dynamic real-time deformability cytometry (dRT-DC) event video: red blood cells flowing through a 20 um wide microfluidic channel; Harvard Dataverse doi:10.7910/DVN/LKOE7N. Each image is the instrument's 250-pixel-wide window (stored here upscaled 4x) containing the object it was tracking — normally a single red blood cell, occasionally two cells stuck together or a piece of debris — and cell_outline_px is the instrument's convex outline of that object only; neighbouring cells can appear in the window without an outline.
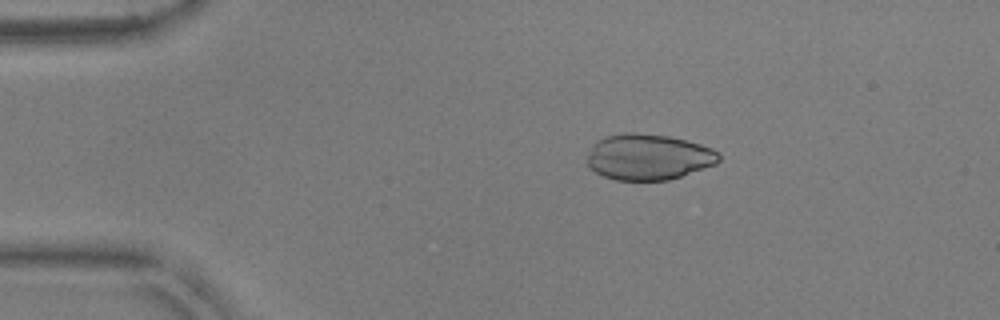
{"species": "common noctule bat (a hibernating species)", "species_latin": "Nyctalus noctula", "temperature_condition": "warm", "stored_images_in_passage": 2, "camera_frame_rate_fps": 3000, "um_per_image_px": 0.085, "animal": {"sex": "male", "body_mass_g": 17.9, "forearm_length_mm": 54.2}, "frame": {"image": 1, "passage_image": 2, "time_ms": 0.333, "image_size_px": [1000, 320], "cell_outline_px": [[720, 160], [716, 164], [668, 180], [616, 180], [604, 176], [588, 168], [588, 156], [596, 140], [604, 136], [624, 132], [636, 132], [668, 136], [700, 144], [712, 148], [720, 156]], "centroid_in_image_um": [55.09, 13.33], "position_along_channel_um": 29.9, "area_um2": 35.14}}